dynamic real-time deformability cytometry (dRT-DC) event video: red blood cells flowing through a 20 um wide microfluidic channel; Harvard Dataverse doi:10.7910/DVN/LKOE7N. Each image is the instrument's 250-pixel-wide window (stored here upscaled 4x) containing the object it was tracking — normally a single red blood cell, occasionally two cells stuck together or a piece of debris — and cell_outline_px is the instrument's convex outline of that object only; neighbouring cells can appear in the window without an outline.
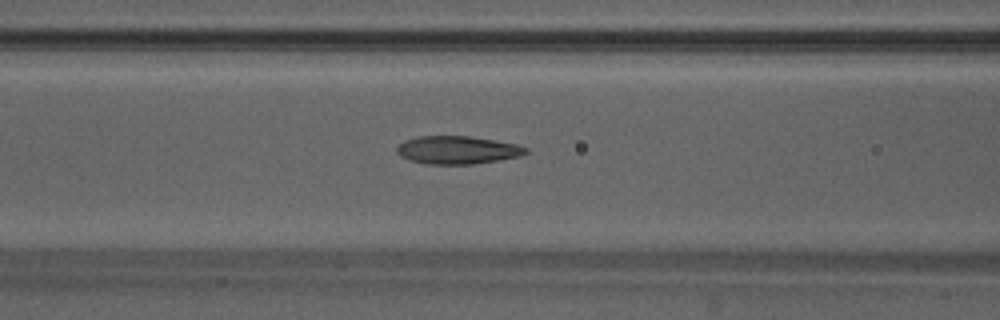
{"species": "Egyptian fruit bat (a non-hibernating species)", "species_latin": "Rousettus aegyptiacus", "temperature_condition": "warm", "stored_images_in_passage": 41, "camera_frame_rate_fps": 3000, "um_per_image_px": 0.085, "animal": {"sex": "male"}, "frame": {"image": 1, "passage_image": 12, "time_ms": 3.667, "image_size_px": [1000, 320], "cell_outline_px": [[528, 152], [520, 156], [472, 164], [424, 164], [408, 160], [400, 156], [396, 152], [396, 148], [404, 140], [420, 136], [468, 136], [516, 144], [528, 148]], "centroid_in_image_um": [38.83, 12.75], "position_along_channel_um": 127.8, "area_um2": 20.92}}
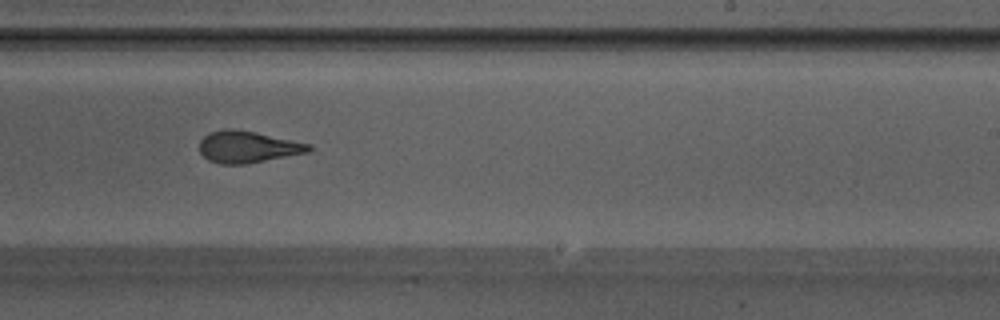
{"frame": {"image": 2, "passage_image": 22, "time_ms": 7.0, "image_size_px": [1000, 320], "cell_outline_px": [[312, 148], [308, 152], [244, 164], [220, 164], [208, 160], [200, 152], [200, 140], [208, 132], [228, 128], [252, 132], [312, 144]], "centroid_in_image_um": [21.02, 12.49], "position_along_channel_um": 268.0, "area_um2": 19.88}}
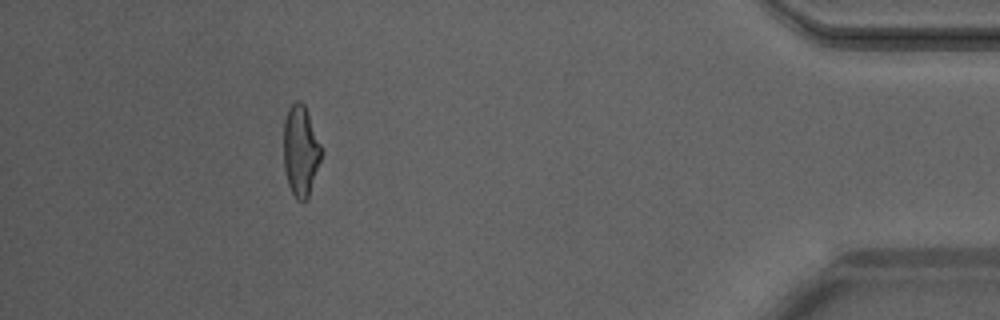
{"frame": {"image": 3, "passage_image": 36, "time_ms": 11.667, "image_size_px": [1000, 320], "cell_outline_px": [[320, 160], [308, 200], [296, 200], [288, 184], [284, 168], [284, 120], [288, 108], [296, 100], [300, 100], [304, 104], [308, 112], [320, 144]], "centroid_in_image_um": [25.53, 12.81], "position_along_channel_um": 409.7, "area_um2": 19.77}, "authors_computed_cell_mechanics": {"area_um2": 20.6924, "velocity_mm_per_s": 4.212, "shape_relaxation_time_tau1_ms": 5.7675, "shape_relaxation_time_tau2_ms": 1.7237, "deformation_change_tau1": 0.1984, "deformation_change_tau2": 0.1075}}